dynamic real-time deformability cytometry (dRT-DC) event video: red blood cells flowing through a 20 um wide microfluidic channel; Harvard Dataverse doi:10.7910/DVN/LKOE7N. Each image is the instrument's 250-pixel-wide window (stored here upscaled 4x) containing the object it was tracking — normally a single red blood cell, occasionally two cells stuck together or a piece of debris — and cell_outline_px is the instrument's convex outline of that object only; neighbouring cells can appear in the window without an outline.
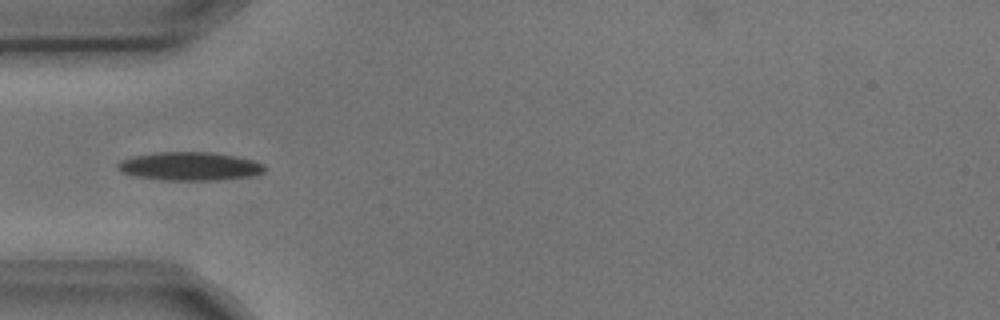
{"species": "common noctule bat (a hibernating species)", "species_latin": "Nyctalus noctula", "temperature_condition": "cold", "stored_images_in_passage": 6, "camera_frame_rate_fps": 3000, "um_per_image_px": 0.085, "animal": {"sex": "male", "body_mass_g": 17.9, "forearm_length_mm": 54.2}, "frame": {"image": 1, "passage_image": 5, "time_ms": 1.333, "image_size_px": [1000, 320], "cell_outline_px": [[264, 172], [252, 176], [216, 180], [168, 180], [136, 176], [120, 172], [116, 168], [116, 164], [120, 160], [132, 156], [160, 152], [208, 152], [236, 156], [252, 160], [264, 164]], "centroid_in_image_um": [16.1, 14.13], "position_along_channel_um": 68.9, "area_um2": 24.28}}